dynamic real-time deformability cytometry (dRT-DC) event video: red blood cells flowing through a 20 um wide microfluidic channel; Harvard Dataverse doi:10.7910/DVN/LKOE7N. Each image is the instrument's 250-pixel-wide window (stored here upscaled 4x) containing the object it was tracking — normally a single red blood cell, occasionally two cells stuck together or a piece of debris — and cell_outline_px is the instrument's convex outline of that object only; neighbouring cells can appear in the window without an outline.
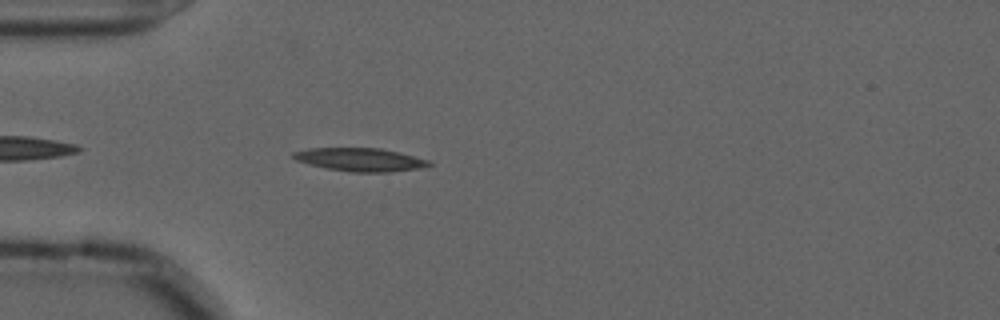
{"species": "common noctule bat (a hibernating species)", "species_latin": "Nyctalus noctula", "temperature_condition": "cold", "stored_images_in_passage": 44, "camera_frame_rate_fps": 3000, "um_per_image_px": 0.085, "animal": {"sex": "male", "forearm_length_mm": 52.5}, "frame": {"image": 1, "passage_image": 4, "time_ms": 1.0, "image_size_px": [1000, 320], "cell_outline_px": [[432, 164], [424, 168], [388, 172], [352, 172], [328, 168], [308, 164], [296, 160], [292, 156], [292, 152], [308, 148], [380, 148], [428, 160]], "centroid_in_image_um": [30.59, 13.57], "position_along_channel_um": 54.4, "area_um2": 18.21}}
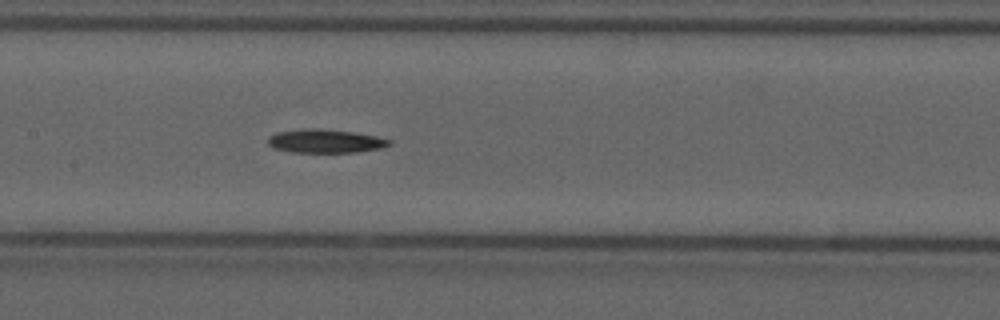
{"frame": {"image": 2, "passage_image": 15, "time_ms": 4.667, "image_size_px": [1000, 320], "cell_outline_px": [[392, 144], [384, 148], [356, 152], [292, 152], [272, 148], [268, 144], [268, 136], [276, 132], [304, 128], [320, 128], [352, 132], [376, 136], [392, 140]], "centroid_in_image_um": [27.65, 11.99], "position_along_channel_um": 179.8, "area_um2": 16.88}}
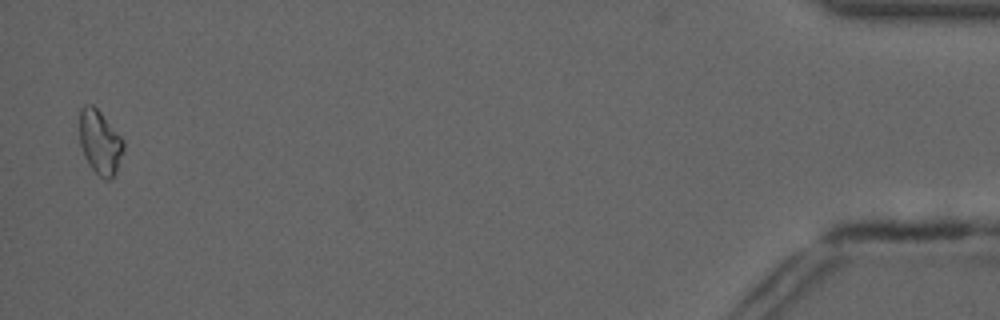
{"frame": {"image": 3, "passage_image": 43, "time_ms": 14.0, "image_size_px": [1000, 320], "cell_outline_px": [[124, 148], [116, 172], [112, 180], [104, 180], [88, 164], [84, 156], [80, 144], [80, 108], [84, 104], [92, 104], [100, 112], [124, 140]], "centroid_in_image_um": [8.49, 12.1], "position_along_channel_um": 426.7, "area_um2": 16.42}}